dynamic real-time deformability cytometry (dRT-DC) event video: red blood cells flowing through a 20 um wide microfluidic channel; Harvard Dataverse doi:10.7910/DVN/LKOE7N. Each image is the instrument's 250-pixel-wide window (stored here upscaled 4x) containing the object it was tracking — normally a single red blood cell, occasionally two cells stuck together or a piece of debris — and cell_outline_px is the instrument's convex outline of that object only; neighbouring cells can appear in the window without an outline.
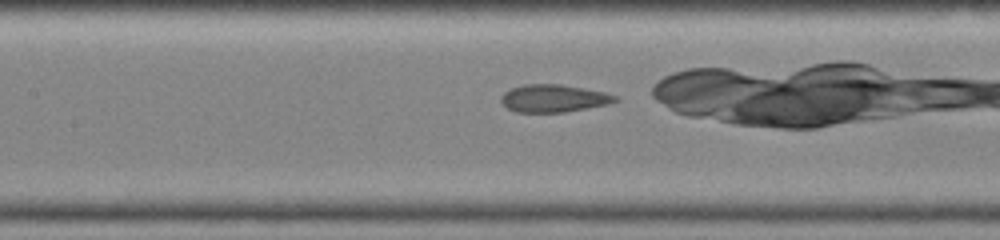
{"species": "common noctule bat (a hibernating species)", "species_latin": "Nyctalus noctula", "temperature_condition": "warm", "stored_images_in_passage": 25, "camera_frame_rate_fps": 3000, "um_per_image_px": 0.085, "animal": {"sex": "female", "body_mass_g": 19.0, "forearm_length_mm": 51.5}, "frame": {"image": 1, "passage_image": 12, "time_ms": 3.667, "image_size_px": [1000, 240], "cell_outline_px": [[620, 100], [608, 104], [588, 108], [564, 112], [516, 112], [508, 108], [500, 100], [500, 96], [504, 92], [512, 88], [524, 84], [560, 84], [584, 88], [604, 92], [616, 96]], "centroid_in_image_um": [47.06, 8.36], "position_along_channel_um": 160.3, "area_um2": 18.32}}
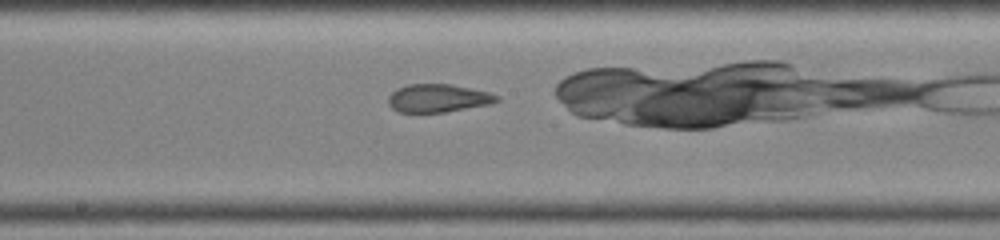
{"frame": {"image": 2, "passage_image": 15, "time_ms": 4.667, "image_size_px": [1000, 240], "cell_outline_px": [[500, 100], [492, 104], [444, 112], [396, 112], [388, 104], [388, 96], [396, 88], [408, 84], [452, 84], [488, 92], [500, 96]], "centroid_in_image_um": [37.23, 8.34], "position_along_channel_um": 211.0, "area_um2": 17.92}}